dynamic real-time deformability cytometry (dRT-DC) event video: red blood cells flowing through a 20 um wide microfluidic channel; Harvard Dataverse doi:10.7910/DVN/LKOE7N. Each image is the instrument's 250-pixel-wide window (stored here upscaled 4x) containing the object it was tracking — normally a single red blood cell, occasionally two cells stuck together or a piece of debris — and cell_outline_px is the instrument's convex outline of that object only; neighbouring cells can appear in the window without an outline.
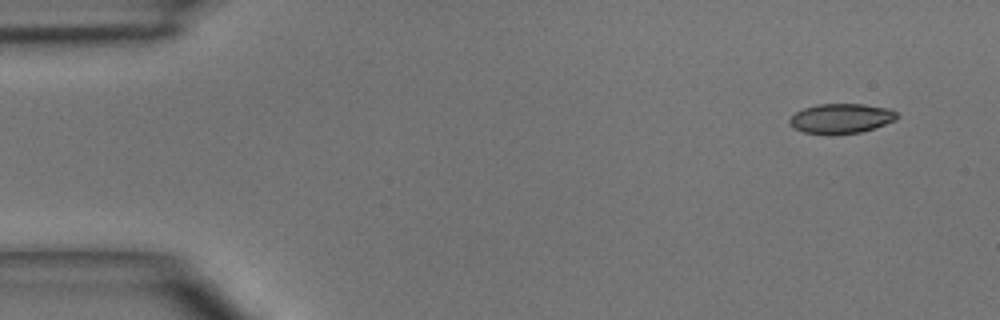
{"species": "common noctule bat (a hibernating species)", "species_latin": "Nyctalus noctula", "temperature_condition": "room temperature", "stored_images_in_passage": 5, "segment_of_instrument_passage": [1, 2], "camera_frame_rate_fps": 3000, "um_per_image_px": 0.085, "animal": {"sex": "male", "body_mass_g": 15.6}, "frame": {"image": 1, "passage_image": 1, "time_ms": 0.0, "image_size_px": [1000, 320], "cell_outline_px": [[896, 120], [860, 132], [828, 136], [804, 132], [792, 128], [788, 124], [788, 120], [796, 112], [804, 108], [816, 104], [864, 104], [892, 108], [896, 112]], "centroid_in_image_um": [71.45, 10.08], "position_along_channel_um": 13.6, "area_um2": 18.96}}